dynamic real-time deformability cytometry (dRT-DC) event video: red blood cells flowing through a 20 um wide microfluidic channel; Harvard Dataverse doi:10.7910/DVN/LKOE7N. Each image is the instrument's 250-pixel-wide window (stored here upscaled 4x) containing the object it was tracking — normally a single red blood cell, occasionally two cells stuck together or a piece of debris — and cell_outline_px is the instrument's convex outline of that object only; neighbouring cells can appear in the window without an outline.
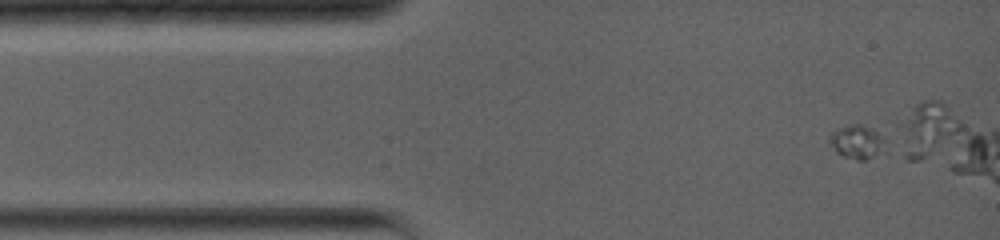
{"species": "common noctule bat (a hibernating species)", "species_latin": "Nyctalus noctula", "temperature_condition": "warm", "stored_images_in_passage": 3, "camera_frame_rate_fps": 5000, "um_per_image_px": 0.085, "animal": {"sex": "female", "body_mass_g": 19.0, "forearm_length_mm": 56.7}, "frame": {"image": 1, "passage_image": 1, "time_ms": 0.0, "image_size_px": [1000, 240], "cell_outline_px": [[888, 140], [868, 160], [856, 160], [844, 156], [836, 152], [828, 144], [828, 140], [832, 132], [848, 124], [864, 124], [880, 128]], "centroid_in_image_um": [72.88, 11.99], "position_along_channel_um": 12.1, "area_um2": 11.33}}